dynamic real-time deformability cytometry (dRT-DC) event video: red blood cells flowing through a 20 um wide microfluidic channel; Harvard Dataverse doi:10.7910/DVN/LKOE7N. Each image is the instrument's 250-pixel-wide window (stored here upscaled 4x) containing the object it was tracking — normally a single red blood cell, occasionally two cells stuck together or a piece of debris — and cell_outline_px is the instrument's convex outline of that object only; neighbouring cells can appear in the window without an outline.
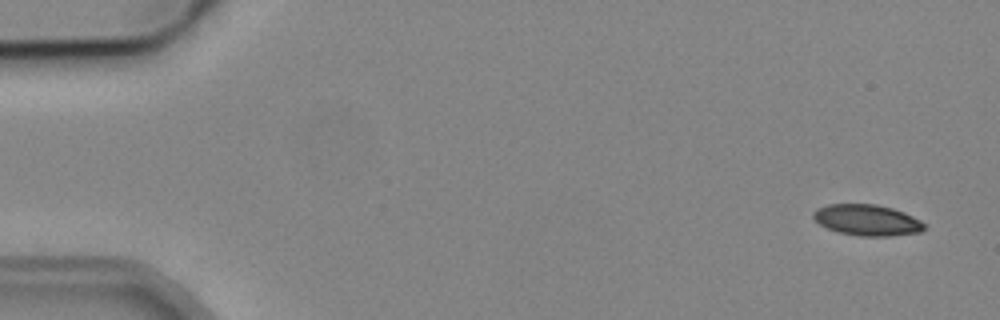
{"species": "common noctule bat (a hibernating species)", "species_latin": "Nyctalus noctula", "temperature_condition": "cold", "stored_images_in_passage": 6, "camera_frame_rate_fps": 3000, "um_per_image_px": 0.085, "animal": {"sex": "male", "body_mass_g": 19.2, "forearm_length_mm": 51.8}, "frame": {"image": 1, "passage_image": 1, "time_ms": 0.0, "image_size_px": [1000, 320], "cell_outline_px": [[924, 228], [920, 232], [888, 236], [860, 236], [840, 232], [828, 228], [820, 224], [812, 216], [812, 212], [816, 208], [828, 204], [876, 204], [892, 208], [904, 212], [920, 220], [924, 224]], "centroid_in_image_um": [73.68, 18.69], "position_along_channel_um": 11.3, "area_um2": 19.94}}